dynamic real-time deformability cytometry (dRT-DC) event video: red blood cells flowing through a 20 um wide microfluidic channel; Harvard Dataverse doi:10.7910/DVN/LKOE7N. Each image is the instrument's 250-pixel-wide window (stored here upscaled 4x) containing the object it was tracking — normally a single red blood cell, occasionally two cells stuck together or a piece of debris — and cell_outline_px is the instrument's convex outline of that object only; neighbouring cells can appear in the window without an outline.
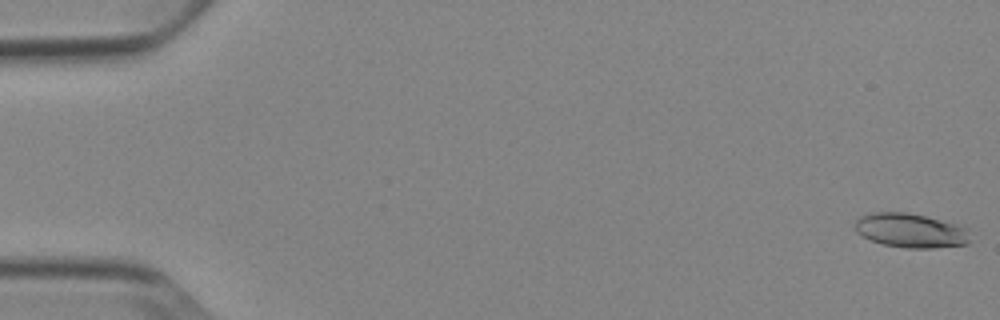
{"species": "Egyptian fruit bat (a non-hibernating species)", "species_latin": "Rousettus aegyptiacus", "temperature_condition": "cold", "stored_images_in_passage": 53, "camera_frame_rate_fps": 3000, "um_per_image_px": 0.085, "animal": {"sex": "female"}, "frame": {"image": 1, "passage_image": 1, "time_ms": 0.0, "image_size_px": [1000, 320], "cell_outline_px": [[968, 244], [932, 248], [904, 248], [880, 244], [856, 232], [856, 220], [860, 216], [872, 212], [908, 212], [924, 216], [968, 228]], "centroid_in_image_um": [77.37, 19.6], "position_along_channel_um": 7.6, "area_um2": 22.77}}
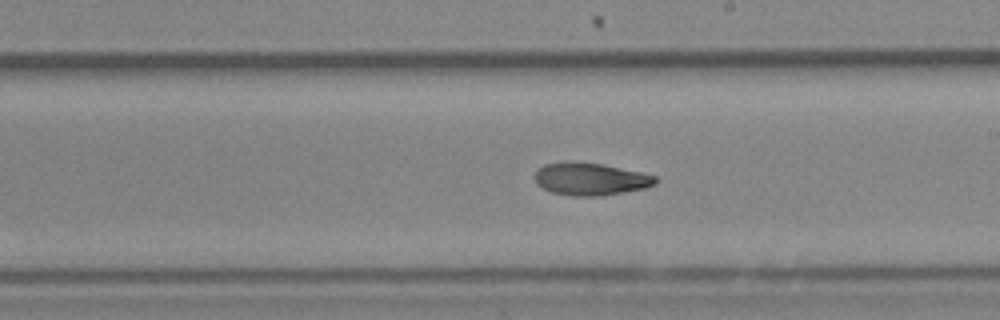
{"frame": {"image": 2, "passage_image": 31, "time_ms": 10.0, "image_size_px": [1000, 320], "cell_outline_px": [[660, 180], [656, 184], [644, 188], [624, 192], [600, 196], [572, 196], [552, 192], [536, 184], [536, 168], [544, 164], [604, 164], [640, 172], [656, 176]], "centroid_in_image_um": [50.25, 15.25], "position_along_channel_um": 238.8, "area_um2": 22.25}}
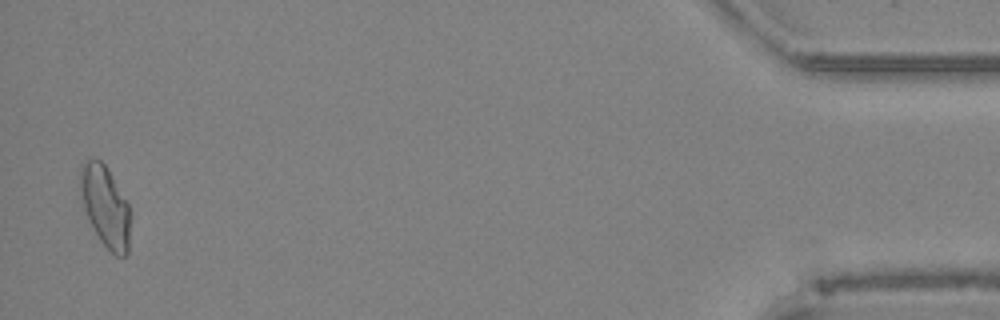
{"frame": {"image": 3, "passage_image": 52, "time_ms": 17.0, "image_size_px": [1000, 320], "cell_outline_px": [[128, 252], [124, 256], [116, 256], [100, 240], [80, 200], [80, 164], [88, 156], [92, 156], [100, 160], [108, 168], [128, 204]], "centroid_in_image_um": [8.9, 17.44], "position_along_channel_um": 426.3, "area_um2": 23.35}, "authors_computed_cell_mechanics": {"area_um2": 22.8888, "velocity_mm_per_s": 3.8627, "shape_relaxation_time_tau1_ms": 8.4605, "shape_relaxation_time_tau2_ms": 11.2343, "deformation_change_tau1": 0.1964, "deformation_change_tau2": 0.2032}}